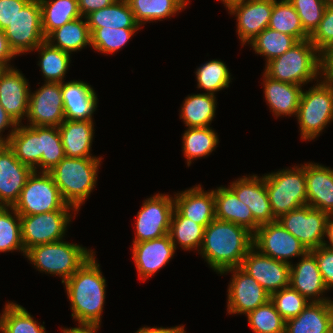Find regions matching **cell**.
<instances>
[{
	"mask_svg": "<svg viewBox=\"0 0 333 333\" xmlns=\"http://www.w3.org/2000/svg\"><path fill=\"white\" fill-rule=\"evenodd\" d=\"M169 236L175 248L177 244L185 251H199L203 242L204 227L193 220L183 217L175 208L173 210Z\"/></svg>",
	"mask_w": 333,
	"mask_h": 333,
	"instance_id": "38",
	"label": "cell"
},
{
	"mask_svg": "<svg viewBox=\"0 0 333 333\" xmlns=\"http://www.w3.org/2000/svg\"><path fill=\"white\" fill-rule=\"evenodd\" d=\"M319 77L333 84V44L321 53V76Z\"/></svg>",
	"mask_w": 333,
	"mask_h": 333,
	"instance_id": "52",
	"label": "cell"
},
{
	"mask_svg": "<svg viewBox=\"0 0 333 333\" xmlns=\"http://www.w3.org/2000/svg\"><path fill=\"white\" fill-rule=\"evenodd\" d=\"M85 19V20H84ZM50 45L72 54L87 45L91 47V34L85 17L74 19L52 31L46 38Z\"/></svg>",
	"mask_w": 333,
	"mask_h": 333,
	"instance_id": "31",
	"label": "cell"
},
{
	"mask_svg": "<svg viewBox=\"0 0 333 333\" xmlns=\"http://www.w3.org/2000/svg\"><path fill=\"white\" fill-rule=\"evenodd\" d=\"M29 95V82L21 71L12 66L1 72L0 104L17 124L27 117Z\"/></svg>",
	"mask_w": 333,
	"mask_h": 333,
	"instance_id": "19",
	"label": "cell"
},
{
	"mask_svg": "<svg viewBox=\"0 0 333 333\" xmlns=\"http://www.w3.org/2000/svg\"><path fill=\"white\" fill-rule=\"evenodd\" d=\"M4 33L17 56L34 51L44 42L39 0H30L17 13Z\"/></svg>",
	"mask_w": 333,
	"mask_h": 333,
	"instance_id": "10",
	"label": "cell"
},
{
	"mask_svg": "<svg viewBox=\"0 0 333 333\" xmlns=\"http://www.w3.org/2000/svg\"><path fill=\"white\" fill-rule=\"evenodd\" d=\"M16 250L25 256L21 240L20 215L13 207L0 206V252Z\"/></svg>",
	"mask_w": 333,
	"mask_h": 333,
	"instance_id": "43",
	"label": "cell"
},
{
	"mask_svg": "<svg viewBox=\"0 0 333 333\" xmlns=\"http://www.w3.org/2000/svg\"><path fill=\"white\" fill-rule=\"evenodd\" d=\"M268 28L288 34L297 41L309 39V34L303 29L300 17L288 0H274Z\"/></svg>",
	"mask_w": 333,
	"mask_h": 333,
	"instance_id": "39",
	"label": "cell"
},
{
	"mask_svg": "<svg viewBox=\"0 0 333 333\" xmlns=\"http://www.w3.org/2000/svg\"><path fill=\"white\" fill-rule=\"evenodd\" d=\"M232 273L228 284L227 313L247 314L270 300V294L241 267H234L220 273Z\"/></svg>",
	"mask_w": 333,
	"mask_h": 333,
	"instance_id": "14",
	"label": "cell"
},
{
	"mask_svg": "<svg viewBox=\"0 0 333 333\" xmlns=\"http://www.w3.org/2000/svg\"><path fill=\"white\" fill-rule=\"evenodd\" d=\"M116 0H78V8L81 16L112 5Z\"/></svg>",
	"mask_w": 333,
	"mask_h": 333,
	"instance_id": "53",
	"label": "cell"
},
{
	"mask_svg": "<svg viewBox=\"0 0 333 333\" xmlns=\"http://www.w3.org/2000/svg\"><path fill=\"white\" fill-rule=\"evenodd\" d=\"M248 176L236 179L229 188L241 202L249 207L254 220L259 225L277 221L270 207L264 176L259 177L255 174Z\"/></svg>",
	"mask_w": 333,
	"mask_h": 333,
	"instance_id": "20",
	"label": "cell"
},
{
	"mask_svg": "<svg viewBox=\"0 0 333 333\" xmlns=\"http://www.w3.org/2000/svg\"><path fill=\"white\" fill-rule=\"evenodd\" d=\"M220 1L223 2L224 6L228 9L231 5L246 0H220Z\"/></svg>",
	"mask_w": 333,
	"mask_h": 333,
	"instance_id": "59",
	"label": "cell"
},
{
	"mask_svg": "<svg viewBox=\"0 0 333 333\" xmlns=\"http://www.w3.org/2000/svg\"><path fill=\"white\" fill-rule=\"evenodd\" d=\"M246 317L254 333H285L286 321L270 300L247 313Z\"/></svg>",
	"mask_w": 333,
	"mask_h": 333,
	"instance_id": "45",
	"label": "cell"
},
{
	"mask_svg": "<svg viewBox=\"0 0 333 333\" xmlns=\"http://www.w3.org/2000/svg\"><path fill=\"white\" fill-rule=\"evenodd\" d=\"M35 51H38V66L41 68L45 82H64L71 62V54L53 47L47 41L42 42Z\"/></svg>",
	"mask_w": 333,
	"mask_h": 333,
	"instance_id": "37",
	"label": "cell"
},
{
	"mask_svg": "<svg viewBox=\"0 0 333 333\" xmlns=\"http://www.w3.org/2000/svg\"><path fill=\"white\" fill-rule=\"evenodd\" d=\"M253 247L263 255L286 262L304 256L307 248L278 221L260 225L253 234Z\"/></svg>",
	"mask_w": 333,
	"mask_h": 333,
	"instance_id": "12",
	"label": "cell"
},
{
	"mask_svg": "<svg viewBox=\"0 0 333 333\" xmlns=\"http://www.w3.org/2000/svg\"><path fill=\"white\" fill-rule=\"evenodd\" d=\"M270 207L276 219L307 205L305 163L264 174Z\"/></svg>",
	"mask_w": 333,
	"mask_h": 333,
	"instance_id": "7",
	"label": "cell"
},
{
	"mask_svg": "<svg viewBox=\"0 0 333 333\" xmlns=\"http://www.w3.org/2000/svg\"><path fill=\"white\" fill-rule=\"evenodd\" d=\"M71 316L79 323L101 324L106 297V279L93 254L64 283Z\"/></svg>",
	"mask_w": 333,
	"mask_h": 333,
	"instance_id": "2",
	"label": "cell"
},
{
	"mask_svg": "<svg viewBox=\"0 0 333 333\" xmlns=\"http://www.w3.org/2000/svg\"><path fill=\"white\" fill-rule=\"evenodd\" d=\"M18 124L13 120V118L6 112V110L3 108V106L0 104V143H7L12 136V134L15 132ZM11 129L9 130L10 133H8L5 138V136L2 137L3 132L7 128Z\"/></svg>",
	"mask_w": 333,
	"mask_h": 333,
	"instance_id": "54",
	"label": "cell"
},
{
	"mask_svg": "<svg viewBox=\"0 0 333 333\" xmlns=\"http://www.w3.org/2000/svg\"><path fill=\"white\" fill-rule=\"evenodd\" d=\"M38 173V174H37ZM13 208L19 215H36L56 210H73L67 205L49 172L33 171Z\"/></svg>",
	"mask_w": 333,
	"mask_h": 333,
	"instance_id": "8",
	"label": "cell"
},
{
	"mask_svg": "<svg viewBox=\"0 0 333 333\" xmlns=\"http://www.w3.org/2000/svg\"><path fill=\"white\" fill-rule=\"evenodd\" d=\"M90 34L98 28H141L135 21L127 0H116L112 5L98 9L86 17Z\"/></svg>",
	"mask_w": 333,
	"mask_h": 333,
	"instance_id": "32",
	"label": "cell"
},
{
	"mask_svg": "<svg viewBox=\"0 0 333 333\" xmlns=\"http://www.w3.org/2000/svg\"><path fill=\"white\" fill-rule=\"evenodd\" d=\"M28 126L59 127L65 120L61 83L45 82L29 95Z\"/></svg>",
	"mask_w": 333,
	"mask_h": 333,
	"instance_id": "15",
	"label": "cell"
},
{
	"mask_svg": "<svg viewBox=\"0 0 333 333\" xmlns=\"http://www.w3.org/2000/svg\"><path fill=\"white\" fill-rule=\"evenodd\" d=\"M135 220L133 243L157 239L169 234L174 199L171 195L156 193L144 200Z\"/></svg>",
	"mask_w": 333,
	"mask_h": 333,
	"instance_id": "11",
	"label": "cell"
},
{
	"mask_svg": "<svg viewBox=\"0 0 333 333\" xmlns=\"http://www.w3.org/2000/svg\"><path fill=\"white\" fill-rule=\"evenodd\" d=\"M297 11L303 29L311 35L318 27L329 0H288Z\"/></svg>",
	"mask_w": 333,
	"mask_h": 333,
	"instance_id": "48",
	"label": "cell"
},
{
	"mask_svg": "<svg viewBox=\"0 0 333 333\" xmlns=\"http://www.w3.org/2000/svg\"><path fill=\"white\" fill-rule=\"evenodd\" d=\"M140 28H98L91 33V47L103 54L117 53Z\"/></svg>",
	"mask_w": 333,
	"mask_h": 333,
	"instance_id": "44",
	"label": "cell"
},
{
	"mask_svg": "<svg viewBox=\"0 0 333 333\" xmlns=\"http://www.w3.org/2000/svg\"><path fill=\"white\" fill-rule=\"evenodd\" d=\"M274 0H246L231 5L227 10L235 15L237 34L242 46L249 44L268 28Z\"/></svg>",
	"mask_w": 333,
	"mask_h": 333,
	"instance_id": "17",
	"label": "cell"
},
{
	"mask_svg": "<svg viewBox=\"0 0 333 333\" xmlns=\"http://www.w3.org/2000/svg\"><path fill=\"white\" fill-rule=\"evenodd\" d=\"M241 268L270 295L289 286L290 264L263 255L254 247L243 258Z\"/></svg>",
	"mask_w": 333,
	"mask_h": 333,
	"instance_id": "16",
	"label": "cell"
},
{
	"mask_svg": "<svg viewBox=\"0 0 333 333\" xmlns=\"http://www.w3.org/2000/svg\"><path fill=\"white\" fill-rule=\"evenodd\" d=\"M182 139V151L188 167L192 160L209 156L219 143L217 133L210 126L187 128Z\"/></svg>",
	"mask_w": 333,
	"mask_h": 333,
	"instance_id": "36",
	"label": "cell"
},
{
	"mask_svg": "<svg viewBox=\"0 0 333 333\" xmlns=\"http://www.w3.org/2000/svg\"><path fill=\"white\" fill-rule=\"evenodd\" d=\"M101 160V157H65L49 171L63 201L77 212L96 186Z\"/></svg>",
	"mask_w": 333,
	"mask_h": 333,
	"instance_id": "3",
	"label": "cell"
},
{
	"mask_svg": "<svg viewBox=\"0 0 333 333\" xmlns=\"http://www.w3.org/2000/svg\"><path fill=\"white\" fill-rule=\"evenodd\" d=\"M65 119L93 120L98 98L91 85L81 80L61 83Z\"/></svg>",
	"mask_w": 333,
	"mask_h": 333,
	"instance_id": "25",
	"label": "cell"
},
{
	"mask_svg": "<svg viewBox=\"0 0 333 333\" xmlns=\"http://www.w3.org/2000/svg\"><path fill=\"white\" fill-rule=\"evenodd\" d=\"M16 158L34 171L40 169L43 154L41 145V126L18 124L15 132L7 142ZM38 169V170H37Z\"/></svg>",
	"mask_w": 333,
	"mask_h": 333,
	"instance_id": "30",
	"label": "cell"
},
{
	"mask_svg": "<svg viewBox=\"0 0 333 333\" xmlns=\"http://www.w3.org/2000/svg\"><path fill=\"white\" fill-rule=\"evenodd\" d=\"M0 314L1 333H46V328L21 305L7 302ZM41 324V325H40Z\"/></svg>",
	"mask_w": 333,
	"mask_h": 333,
	"instance_id": "40",
	"label": "cell"
},
{
	"mask_svg": "<svg viewBox=\"0 0 333 333\" xmlns=\"http://www.w3.org/2000/svg\"><path fill=\"white\" fill-rule=\"evenodd\" d=\"M58 129L66 157H96L90 152L95 133L93 120L65 119Z\"/></svg>",
	"mask_w": 333,
	"mask_h": 333,
	"instance_id": "26",
	"label": "cell"
},
{
	"mask_svg": "<svg viewBox=\"0 0 333 333\" xmlns=\"http://www.w3.org/2000/svg\"><path fill=\"white\" fill-rule=\"evenodd\" d=\"M298 41L285 33L266 28L249 44L256 54L265 57L266 63L284 54Z\"/></svg>",
	"mask_w": 333,
	"mask_h": 333,
	"instance_id": "41",
	"label": "cell"
},
{
	"mask_svg": "<svg viewBox=\"0 0 333 333\" xmlns=\"http://www.w3.org/2000/svg\"><path fill=\"white\" fill-rule=\"evenodd\" d=\"M78 327L63 328V333H97L101 324L79 323Z\"/></svg>",
	"mask_w": 333,
	"mask_h": 333,
	"instance_id": "57",
	"label": "cell"
},
{
	"mask_svg": "<svg viewBox=\"0 0 333 333\" xmlns=\"http://www.w3.org/2000/svg\"><path fill=\"white\" fill-rule=\"evenodd\" d=\"M328 218L327 213L305 205L283 214L277 221L311 251L323 245Z\"/></svg>",
	"mask_w": 333,
	"mask_h": 333,
	"instance_id": "13",
	"label": "cell"
},
{
	"mask_svg": "<svg viewBox=\"0 0 333 333\" xmlns=\"http://www.w3.org/2000/svg\"><path fill=\"white\" fill-rule=\"evenodd\" d=\"M135 333H186L184 330V326H176V327H170V328H164V327H142L139 328L137 332Z\"/></svg>",
	"mask_w": 333,
	"mask_h": 333,
	"instance_id": "56",
	"label": "cell"
},
{
	"mask_svg": "<svg viewBox=\"0 0 333 333\" xmlns=\"http://www.w3.org/2000/svg\"><path fill=\"white\" fill-rule=\"evenodd\" d=\"M307 205L333 216V169L305 163Z\"/></svg>",
	"mask_w": 333,
	"mask_h": 333,
	"instance_id": "24",
	"label": "cell"
},
{
	"mask_svg": "<svg viewBox=\"0 0 333 333\" xmlns=\"http://www.w3.org/2000/svg\"><path fill=\"white\" fill-rule=\"evenodd\" d=\"M325 237L328 238L329 241L324 240L323 246L333 249V216H329L327 220Z\"/></svg>",
	"mask_w": 333,
	"mask_h": 333,
	"instance_id": "58",
	"label": "cell"
},
{
	"mask_svg": "<svg viewBox=\"0 0 333 333\" xmlns=\"http://www.w3.org/2000/svg\"><path fill=\"white\" fill-rule=\"evenodd\" d=\"M30 0H0V30L4 31Z\"/></svg>",
	"mask_w": 333,
	"mask_h": 333,
	"instance_id": "51",
	"label": "cell"
},
{
	"mask_svg": "<svg viewBox=\"0 0 333 333\" xmlns=\"http://www.w3.org/2000/svg\"><path fill=\"white\" fill-rule=\"evenodd\" d=\"M45 38L57 28L80 18L78 0H39Z\"/></svg>",
	"mask_w": 333,
	"mask_h": 333,
	"instance_id": "35",
	"label": "cell"
},
{
	"mask_svg": "<svg viewBox=\"0 0 333 333\" xmlns=\"http://www.w3.org/2000/svg\"><path fill=\"white\" fill-rule=\"evenodd\" d=\"M15 56L17 55L11 49L4 31L0 30V64L4 68L12 67L9 63Z\"/></svg>",
	"mask_w": 333,
	"mask_h": 333,
	"instance_id": "55",
	"label": "cell"
},
{
	"mask_svg": "<svg viewBox=\"0 0 333 333\" xmlns=\"http://www.w3.org/2000/svg\"><path fill=\"white\" fill-rule=\"evenodd\" d=\"M263 73L274 80L300 86L318 81L321 53L309 39L298 41L284 54L267 62Z\"/></svg>",
	"mask_w": 333,
	"mask_h": 333,
	"instance_id": "4",
	"label": "cell"
},
{
	"mask_svg": "<svg viewBox=\"0 0 333 333\" xmlns=\"http://www.w3.org/2000/svg\"><path fill=\"white\" fill-rule=\"evenodd\" d=\"M95 252L82 245L59 240L28 249L25 258L40 272L67 281Z\"/></svg>",
	"mask_w": 333,
	"mask_h": 333,
	"instance_id": "5",
	"label": "cell"
},
{
	"mask_svg": "<svg viewBox=\"0 0 333 333\" xmlns=\"http://www.w3.org/2000/svg\"><path fill=\"white\" fill-rule=\"evenodd\" d=\"M41 172H49L66 157L58 127L41 126Z\"/></svg>",
	"mask_w": 333,
	"mask_h": 333,
	"instance_id": "46",
	"label": "cell"
},
{
	"mask_svg": "<svg viewBox=\"0 0 333 333\" xmlns=\"http://www.w3.org/2000/svg\"><path fill=\"white\" fill-rule=\"evenodd\" d=\"M175 246L169 234L152 240L133 243V260L136 265L138 277L147 280L169 263L175 253Z\"/></svg>",
	"mask_w": 333,
	"mask_h": 333,
	"instance_id": "21",
	"label": "cell"
},
{
	"mask_svg": "<svg viewBox=\"0 0 333 333\" xmlns=\"http://www.w3.org/2000/svg\"><path fill=\"white\" fill-rule=\"evenodd\" d=\"M197 88L215 95L218 91L229 87L231 73L220 59H213L196 69ZM216 92V93H215Z\"/></svg>",
	"mask_w": 333,
	"mask_h": 333,
	"instance_id": "42",
	"label": "cell"
},
{
	"mask_svg": "<svg viewBox=\"0 0 333 333\" xmlns=\"http://www.w3.org/2000/svg\"><path fill=\"white\" fill-rule=\"evenodd\" d=\"M289 285L310 302H325L329 299L322 296L328 289L316 257L310 251L302 256L297 264H290Z\"/></svg>",
	"mask_w": 333,
	"mask_h": 333,
	"instance_id": "22",
	"label": "cell"
},
{
	"mask_svg": "<svg viewBox=\"0 0 333 333\" xmlns=\"http://www.w3.org/2000/svg\"><path fill=\"white\" fill-rule=\"evenodd\" d=\"M174 208L185 218L193 220L204 228L215 217L214 190L204 191L201 185H195L174 194Z\"/></svg>",
	"mask_w": 333,
	"mask_h": 333,
	"instance_id": "23",
	"label": "cell"
},
{
	"mask_svg": "<svg viewBox=\"0 0 333 333\" xmlns=\"http://www.w3.org/2000/svg\"><path fill=\"white\" fill-rule=\"evenodd\" d=\"M302 140H314L333 121V84L318 80L302 90L296 114Z\"/></svg>",
	"mask_w": 333,
	"mask_h": 333,
	"instance_id": "6",
	"label": "cell"
},
{
	"mask_svg": "<svg viewBox=\"0 0 333 333\" xmlns=\"http://www.w3.org/2000/svg\"><path fill=\"white\" fill-rule=\"evenodd\" d=\"M215 217L246 228L252 234L260 226L253 218L249 207L241 202L229 187H217L214 190Z\"/></svg>",
	"mask_w": 333,
	"mask_h": 333,
	"instance_id": "28",
	"label": "cell"
},
{
	"mask_svg": "<svg viewBox=\"0 0 333 333\" xmlns=\"http://www.w3.org/2000/svg\"><path fill=\"white\" fill-rule=\"evenodd\" d=\"M5 68L0 64V74Z\"/></svg>",
	"mask_w": 333,
	"mask_h": 333,
	"instance_id": "61",
	"label": "cell"
},
{
	"mask_svg": "<svg viewBox=\"0 0 333 333\" xmlns=\"http://www.w3.org/2000/svg\"><path fill=\"white\" fill-rule=\"evenodd\" d=\"M135 21L142 27L146 22L162 21L180 13L189 0H127Z\"/></svg>",
	"mask_w": 333,
	"mask_h": 333,
	"instance_id": "34",
	"label": "cell"
},
{
	"mask_svg": "<svg viewBox=\"0 0 333 333\" xmlns=\"http://www.w3.org/2000/svg\"><path fill=\"white\" fill-rule=\"evenodd\" d=\"M263 76L264 99L269 105L270 111L276 118L280 116H296L299 101L302 93V86L290 83H284Z\"/></svg>",
	"mask_w": 333,
	"mask_h": 333,
	"instance_id": "27",
	"label": "cell"
},
{
	"mask_svg": "<svg viewBox=\"0 0 333 333\" xmlns=\"http://www.w3.org/2000/svg\"><path fill=\"white\" fill-rule=\"evenodd\" d=\"M33 171L16 158L7 143H0V206H14Z\"/></svg>",
	"mask_w": 333,
	"mask_h": 333,
	"instance_id": "18",
	"label": "cell"
},
{
	"mask_svg": "<svg viewBox=\"0 0 333 333\" xmlns=\"http://www.w3.org/2000/svg\"><path fill=\"white\" fill-rule=\"evenodd\" d=\"M309 40L320 53L333 44V0L328 1L322 19Z\"/></svg>",
	"mask_w": 333,
	"mask_h": 333,
	"instance_id": "49",
	"label": "cell"
},
{
	"mask_svg": "<svg viewBox=\"0 0 333 333\" xmlns=\"http://www.w3.org/2000/svg\"><path fill=\"white\" fill-rule=\"evenodd\" d=\"M270 301L285 321L298 316L310 303V301L290 285L271 294Z\"/></svg>",
	"mask_w": 333,
	"mask_h": 333,
	"instance_id": "47",
	"label": "cell"
},
{
	"mask_svg": "<svg viewBox=\"0 0 333 333\" xmlns=\"http://www.w3.org/2000/svg\"><path fill=\"white\" fill-rule=\"evenodd\" d=\"M310 252L316 257L323 281L330 291L333 288V249L322 245Z\"/></svg>",
	"mask_w": 333,
	"mask_h": 333,
	"instance_id": "50",
	"label": "cell"
},
{
	"mask_svg": "<svg viewBox=\"0 0 333 333\" xmlns=\"http://www.w3.org/2000/svg\"><path fill=\"white\" fill-rule=\"evenodd\" d=\"M253 247V234L229 221L214 219L204 228L198 251L212 270L220 274L226 269L241 267L243 258Z\"/></svg>",
	"mask_w": 333,
	"mask_h": 333,
	"instance_id": "1",
	"label": "cell"
},
{
	"mask_svg": "<svg viewBox=\"0 0 333 333\" xmlns=\"http://www.w3.org/2000/svg\"><path fill=\"white\" fill-rule=\"evenodd\" d=\"M216 103L213 94L188 95L181 106L180 118L187 128L209 127L215 117Z\"/></svg>",
	"mask_w": 333,
	"mask_h": 333,
	"instance_id": "33",
	"label": "cell"
},
{
	"mask_svg": "<svg viewBox=\"0 0 333 333\" xmlns=\"http://www.w3.org/2000/svg\"><path fill=\"white\" fill-rule=\"evenodd\" d=\"M285 333H333L328 301L310 302L298 316L286 320Z\"/></svg>",
	"mask_w": 333,
	"mask_h": 333,
	"instance_id": "29",
	"label": "cell"
},
{
	"mask_svg": "<svg viewBox=\"0 0 333 333\" xmlns=\"http://www.w3.org/2000/svg\"><path fill=\"white\" fill-rule=\"evenodd\" d=\"M328 303H329V307H330L331 315H332V317H333V301L329 298V299H328Z\"/></svg>",
	"mask_w": 333,
	"mask_h": 333,
	"instance_id": "60",
	"label": "cell"
},
{
	"mask_svg": "<svg viewBox=\"0 0 333 333\" xmlns=\"http://www.w3.org/2000/svg\"><path fill=\"white\" fill-rule=\"evenodd\" d=\"M70 211L72 210L20 215L21 240L25 252L37 245L62 240L72 219Z\"/></svg>",
	"mask_w": 333,
	"mask_h": 333,
	"instance_id": "9",
	"label": "cell"
}]
</instances>
